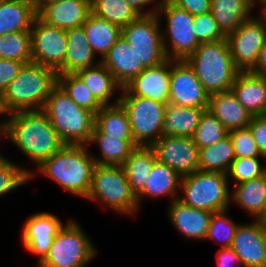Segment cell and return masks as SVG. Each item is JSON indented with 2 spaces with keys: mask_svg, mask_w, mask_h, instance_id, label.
<instances>
[{
  "mask_svg": "<svg viewBox=\"0 0 266 267\" xmlns=\"http://www.w3.org/2000/svg\"><path fill=\"white\" fill-rule=\"evenodd\" d=\"M2 137L12 141L36 168L65 145L42 110L7 114Z\"/></svg>",
  "mask_w": 266,
  "mask_h": 267,
  "instance_id": "cell-1",
  "label": "cell"
},
{
  "mask_svg": "<svg viewBox=\"0 0 266 267\" xmlns=\"http://www.w3.org/2000/svg\"><path fill=\"white\" fill-rule=\"evenodd\" d=\"M87 147L88 145L65 144L30 173V181L39 172L38 175L49 177L63 190L86 199L96 165Z\"/></svg>",
  "mask_w": 266,
  "mask_h": 267,
  "instance_id": "cell-2",
  "label": "cell"
},
{
  "mask_svg": "<svg viewBox=\"0 0 266 267\" xmlns=\"http://www.w3.org/2000/svg\"><path fill=\"white\" fill-rule=\"evenodd\" d=\"M57 85L56 70L33 62L24 64L2 94L3 108L7 114L42 110Z\"/></svg>",
  "mask_w": 266,
  "mask_h": 267,
  "instance_id": "cell-3",
  "label": "cell"
},
{
  "mask_svg": "<svg viewBox=\"0 0 266 267\" xmlns=\"http://www.w3.org/2000/svg\"><path fill=\"white\" fill-rule=\"evenodd\" d=\"M42 111L65 144L89 146L95 114L78 106L59 85L51 91Z\"/></svg>",
  "mask_w": 266,
  "mask_h": 267,
  "instance_id": "cell-4",
  "label": "cell"
},
{
  "mask_svg": "<svg viewBox=\"0 0 266 267\" xmlns=\"http://www.w3.org/2000/svg\"><path fill=\"white\" fill-rule=\"evenodd\" d=\"M185 61L209 94L231 90L240 72L234 65L226 38L201 43Z\"/></svg>",
  "mask_w": 266,
  "mask_h": 267,
  "instance_id": "cell-5",
  "label": "cell"
},
{
  "mask_svg": "<svg viewBox=\"0 0 266 267\" xmlns=\"http://www.w3.org/2000/svg\"><path fill=\"white\" fill-rule=\"evenodd\" d=\"M99 202L119 215L135 216L139 210L122 166L95 165L86 200Z\"/></svg>",
  "mask_w": 266,
  "mask_h": 267,
  "instance_id": "cell-6",
  "label": "cell"
},
{
  "mask_svg": "<svg viewBox=\"0 0 266 267\" xmlns=\"http://www.w3.org/2000/svg\"><path fill=\"white\" fill-rule=\"evenodd\" d=\"M227 174L197 170L182 177L179 200L189 207L211 212L228 209L231 185Z\"/></svg>",
  "mask_w": 266,
  "mask_h": 267,
  "instance_id": "cell-7",
  "label": "cell"
},
{
  "mask_svg": "<svg viewBox=\"0 0 266 267\" xmlns=\"http://www.w3.org/2000/svg\"><path fill=\"white\" fill-rule=\"evenodd\" d=\"M96 247L81 225L69 220L53 239L37 267H85L97 255Z\"/></svg>",
  "mask_w": 266,
  "mask_h": 267,
  "instance_id": "cell-8",
  "label": "cell"
},
{
  "mask_svg": "<svg viewBox=\"0 0 266 267\" xmlns=\"http://www.w3.org/2000/svg\"><path fill=\"white\" fill-rule=\"evenodd\" d=\"M119 97V103L128 114L135 143L138 146H152L161 137L167 104L133 96L125 87Z\"/></svg>",
  "mask_w": 266,
  "mask_h": 267,
  "instance_id": "cell-9",
  "label": "cell"
},
{
  "mask_svg": "<svg viewBox=\"0 0 266 267\" xmlns=\"http://www.w3.org/2000/svg\"><path fill=\"white\" fill-rule=\"evenodd\" d=\"M156 14L167 23L165 31H162L163 46L168 59L185 60L194 53L201 44L192 25L194 16L187 10L181 9L169 0L159 2Z\"/></svg>",
  "mask_w": 266,
  "mask_h": 267,
  "instance_id": "cell-10",
  "label": "cell"
},
{
  "mask_svg": "<svg viewBox=\"0 0 266 267\" xmlns=\"http://www.w3.org/2000/svg\"><path fill=\"white\" fill-rule=\"evenodd\" d=\"M161 21L157 14L141 15L122 28V36L133 47L144 68L157 66L168 59L163 46Z\"/></svg>",
  "mask_w": 266,
  "mask_h": 267,
  "instance_id": "cell-11",
  "label": "cell"
},
{
  "mask_svg": "<svg viewBox=\"0 0 266 267\" xmlns=\"http://www.w3.org/2000/svg\"><path fill=\"white\" fill-rule=\"evenodd\" d=\"M226 39L236 68L240 72H249L256 66L260 50L266 42V28L252 16L228 34Z\"/></svg>",
  "mask_w": 266,
  "mask_h": 267,
  "instance_id": "cell-12",
  "label": "cell"
},
{
  "mask_svg": "<svg viewBox=\"0 0 266 267\" xmlns=\"http://www.w3.org/2000/svg\"><path fill=\"white\" fill-rule=\"evenodd\" d=\"M30 34L32 62L57 70L67 52L66 30L49 25L37 16Z\"/></svg>",
  "mask_w": 266,
  "mask_h": 267,
  "instance_id": "cell-13",
  "label": "cell"
},
{
  "mask_svg": "<svg viewBox=\"0 0 266 267\" xmlns=\"http://www.w3.org/2000/svg\"><path fill=\"white\" fill-rule=\"evenodd\" d=\"M151 147L157 160L168 165L181 177L199 170V147L193 137L164 136Z\"/></svg>",
  "mask_w": 266,
  "mask_h": 267,
  "instance_id": "cell-14",
  "label": "cell"
},
{
  "mask_svg": "<svg viewBox=\"0 0 266 267\" xmlns=\"http://www.w3.org/2000/svg\"><path fill=\"white\" fill-rule=\"evenodd\" d=\"M209 95L185 60H172L169 103L208 108Z\"/></svg>",
  "mask_w": 266,
  "mask_h": 267,
  "instance_id": "cell-15",
  "label": "cell"
},
{
  "mask_svg": "<svg viewBox=\"0 0 266 267\" xmlns=\"http://www.w3.org/2000/svg\"><path fill=\"white\" fill-rule=\"evenodd\" d=\"M63 223L57 215L38 212L26 219L21 230V242L25 250L36 255L37 265L46 257L53 239Z\"/></svg>",
  "mask_w": 266,
  "mask_h": 267,
  "instance_id": "cell-16",
  "label": "cell"
},
{
  "mask_svg": "<svg viewBox=\"0 0 266 267\" xmlns=\"http://www.w3.org/2000/svg\"><path fill=\"white\" fill-rule=\"evenodd\" d=\"M231 248L244 267H266V227L257 219L240 223Z\"/></svg>",
  "mask_w": 266,
  "mask_h": 267,
  "instance_id": "cell-17",
  "label": "cell"
},
{
  "mask_svg": "<svg viewBox=\"0 0 266 267\" xmlns=\"http://www.w3.org/2000/svg\"><path fill=\"white\" fill-rule=\"evenodd\" d=\"M172 59L145 68L125 88L133 96H141L164 104L169 103Z\"/></svg>",
  "mask_w": 266,
  "mask_h": 267,
  "instance_id": "cell-18",
  "label": "cell"
},
{
  "mask_svg": "<svg viewBox=\"0 0 266 267\" xmlns=\"http://www.w3.org/2000/svg\"><path fill=\"white\" fill-rule=\"evenodd\" d=\"M90 14L91 0L49 2L37 10L42 21L63 30L82 27Z\"/></svg>",
  "mask_w": 266,
  "mask_h": 267,
  "instance_id": "cell-19",
  "label": "cell"
},
{
  "mask_svg": "<svg viewBox=\"0 0 266 267\" xmlns=\"http://www.w3.org/2000/svg\"><path fill=\"white\" fill-rule=\"evenodd\" d=\"M169 204L168 216L173 227L189 240H205L213 212L189 207L179 199Z\"/></svg>",
  "mask_w": 266,
  "mask_h": 267,
  "instance_id": "cell-20",
  "label": "cell"
},
{
  "mask_svg": "<svg viewBox=\"0 0 266 267\" xmlns=\"http://www.w3.org/2000/svg\"><path fill=\"white\" fill-rule=\"evenodd\" d=\"M101 63L113 74L122 88L145 69L141 62H138L133 47L123 36L115 42Z\"/></svg>",
  "mask_w": 266,
  "mask_h": 267,
  "instance_id": "cell-21",
  "label": "cell"
},
{
  "mask_svg": "<svg viewBox=\"0 0 266 267\" xmlns=\"http://www.w3.org/2000/svg\"><path fill=\"white\" fill-rule=\"evenodd\" d=\"M231 91L252 117L266 115V77L239 72Z\"/></svg>",
  "mask_w": 266,
  "mask_h": 267,
  "instance_id": "cell-22",
  "label": "cell"
},
{
  "mask_svg": "<svg viewBox=\"0 0 266 267\" xmlns=\"http://www.w3.org/2000/svg\"><path fill=\"white\" fill-rule=\"evenodd\" d=\"M67 52L64 63L56 70L57 74L76 73L79 70L98 65L90 43L86 38L83 27L66 30Z\"/></svg>",
  "mask_w": 266,
  "mask_h": 267,
  "instance_id": "cell-23",
  "label": "cell"
},
{
  "mask_svg": "<svg viewBox=\"0 0 266 267\" xmlns=\"http://www.w3.org/2000/svg\"><path fill=\"white\" fill-rule=\"evenodd\" d=\"M207 110L214 114L228 131L248 127L252 119L231 90L210 94Z\"/></svg>",
  "mask_w": 266,
  "mask_h": 267,
  "instance_id": "cell-24",
  "label": "cell"
},
{
  "mask_svg": "<svg viewBox=\"0 0 266 267\" xmlns=\"http://www.w3.org/2000/svg\"><path fill=\"white\" fill-rule=\"evenodd\" d=\"M182 177L168 165L156 160L148 175L144 189L136 196L141 206L143 198L172 197L170 201L179 199Z\"/></svg>",
  "mask_w": 266,
  "mask_h": 267,
  "instance_id": "cell-25",
  "label": "cell"
},
{
  "mask_svg": "<svg viewBox=\"0 0 266 267\" xmlns=\"http://www.w3.org/2000/svg\"><path fill=\"white\" fill-rule=\"evenodd\" d=\"M37 16L34 0H0V35L30 31Z\"/></svg>",
  "mask_w": 266,
  "mask_h": 267,
  "instance_id": "cell-26",
  "label": "cell"
},
{
  "mask_svg": "<svg viewBox=\"0 0 266 267\" xmlns=\"http://www.w3.org/2000/svg\"><path fill=\"white\" fill-rule=\"evenodd\" d=\"M206 109L168 103L165 108L161 137H193Z\"/></svg>",
  "mask_w": 266,
  "mask_h": 267,
  "instance_id": "cell-27",
  "label": "cell"
},
{
  "mask_svg": "<svg viewBox=\"0 0 266 267\" xmlns=\"http://www.w3.org/2000/svg\"><path fill=\"white\" fill-rule=\"evenodd\" d=\"M98 145L101 157L92 154L98 165L122 166L131 152L138 147L134 140H120V137L104 134L94 126L89 145Z\"/></svg>",
  "mask_w": 266,
  "mask_h": 267,
  "instance_id": "cell-28",
  "label": "cell"
},
{
  "mask_svg": "<svg viewBox=\"0 0 266 267\" xmlns=\"http://www.w3.org/2000/svg\"><path fill=\"white\" fill-rule=\"evenodd\" d=\"M253 9L251 0H211L210 12L221 32L227 36L254 15Z\"/></svg>",
  "mask_w": 266,
  "mask_h": 267,
  "instance_id": "cell-29",
  "label": "cell"
},
{
  "mask_svg": "<svg viewBox=\"0 0 266 267\" xmlns=\"http://www.w3.org/2000/svg\"><path fill=\"white\" fill-rule=\"evenodd\" d=\"M86 86L90 89L93 96L103 105H115L119 103L120 97L110 103L116 90L122 87L116 82L113 74L100 62L98 65L88 67L76 72Z\"/></svg>",
  "mask_w": 266,
  "mask_h": 267,
  "instance_id": "cell-30",
  "label": "cell"
},
{
  "mask_svg": "<svg viewBox=\"0 0 266 267\" xmlns=\"http://www.w3.org/2000/svg\"><path fill=\"white\" fill-rule=\"evenodd\" d=\"M231 201L257 219L266 202V173L258 178L232 185Z\"/></svg>",
  "mask_w": 266,
  "mask_h": 267,
  "instance_id": "cell-31",
  "label": "cell"
},
{
  "mask_svg": "<svg viewBox=\"0 0 266 267\" xmlns=\"http://www.w3.org/2000/svg\"><path fill=\"white\" fill-rule=\"evenodd\" d=\"M156 160V153L151 146H138L124 161L122 167L136 196L144 189Z\"/></svg>",
  "mask_w": 266,
  "mask_h": 267,
  "instance_id": "cell-32",
  "label": "cell"
},
{
  "mask_svg": "<svg viewBox=\"0 0 266 267\" xmlns=\"http://www.w3.org/2000/svg\"><path fill=\"white\" fill-rule=\"evenodd\" d=\"M82 27L84 28L86 38L94 53L96 55H101V60L122 36L121 27L99 18L92 13Z\"/></svg>",
  "mask_w": 266,
  "mask_h": 267,
  "instance_id": "cell-33",
  "label": "cell"
},
{
  "mask_svg": "<svg viewBox=\"0 0 266 267\" xmlns=\"http://www.w3.org/2000/svg\"><path fill=\"white\" fill-rule=\"evenodd\" d=\"M95 125L109 136L134 140L128 114L120 103L103 106L95 115Z\"/></svg>",
  "mask_w": 266,
  "mask_h": 267,
  "instance_id": "cell-34",
  "label": "cell"
},
{
  "mask_svg": "<svg viewBox=\"0 0 266 267\" xmlns=\"http://www.w3.org/2000/svg\"><path fill=\"white\" fill-rule=\"evenodd\" d=\"M235 158L234 146L228 135L213 145L199 148V170L227 174Z\"/></svg>",
  "mask_w": 266,
  "mask_h": 267,
  "instance_id": "cell-35",
  "label": "cell"
},
{
  "mask_svg": "<svg viewBox=\"0 0 266 267\" xmlns=\"http://www.w3.org/2000/svg\"><path fill=\"white\" fill-rule=\"evenodd\" d=\"M91 13L123 28L141 14L125 0H91Z\"/></svg>",
  "mask_w": 266,
  "mask_h": 267,
  "instance_id": "cell-36",
  "label": "cell"
},
{
  "mask_svg": "<svg viewBox=\"0 0 266 267\" xmlns=\"http://www.w3.org/2000/svg\"><path fill=\"white\" fill-rule=\"evenodd\" d=\"M58 85L78 106L95 115L103 107L76 73L58 74Z\"/></svg>",
  "mask_w": 266,
  "mask_h": 267,
  "instance_id": "cell-37",
  "label": "cell"
},
{
  "mask_svg": "<svg viewBox=\"0 0 266 267\" xmlns=\"http://www.w3.org/2000/svg\"><path fill=\"white\" fill-rule=\"evenodd\" d=\"M0 58L28 64L32 62L30 31H18L0 35Z\"/></svg>",
  "mask_w": 266,
  "mask_h": 267,
  "instance_id": "cell-38",
  "label": "cell"
},
{
  "mask_svg": "<svg viewBox=\"0 0 266 267\" xmlns=\"http://www.w3.org/2000/svg\"><path fill=\"white\" fill-rule=\"evenodd\" d=\"M229 135L225 126L207 109L201 116L199 125L193 136L194 142L199 148L208 147L224 139Z\"/></svg>",
  "mask_w": 266,
  "mask_h": 267,
  "instance_id": "cell-39",
  "label": "cell"
},
{
  "mask_svg": "<svg viewBox=\"0 0 266 267\" xmlns=\"http://www.w3.org/2000/svg\"><path fill=\"white\" fill-rule=\"evenodd\" d=\"M229 209L213 212L205 240L220 242L221 248L231 247L240 223L234 222L228 215Z\"/></svg>",
  "mask_w": 266,
  "mask_h": 267,
  "instance_id": "cell-40",
  "label": "cell"
},
{
  "mask_svg": "<svg viewBox=\"0 0 266 267\" xmlns=\"http://www.w3.org/2000/svg\"><path fill=\"white\" fill-rule=\"evenodd\" d=\"M26 167L15 164L7 159L2 153L0 154V196L26 185L30 181V173Z\"/></svg>",
  "mask_w": 266,
  "mask_h": 267,
  "instance_id": "cell-41",
  "label": "cell"
},
{
  "mask_svg": "<svg viewBox=\"0 0 266 267\" xmlns=\"http://www.w3.org/2000/svg\"><path fill=\"white\" fill-rule=\"evenodd\" d=\"M260 160V157H236L227 172L229 182L234 185L264 175L266 167Z\"/></svg>",
  "mask_w": 266,
  "mask_h": 267,
  "instance_id": "cell-42",
  "label": "cell"
},
{
  "mask_svg": "<svg viewBox=\"0 0 266 267\" xmlns=\"http://www.w3.org/2000/svg\"><path fill=\"white\" fill-rule=\"evenodd\" d=\"M192 29L200 43L215 42L226 38L211 12L194 16Z\"/></svg>",
  "mask_w": 266,
  "mask_h": 267,
  "instance_id": "cell-43",
  "label": "cell"
},
{
  "mask_svg": "<svg viewBox=\"0 0 266 267\" xmlns=\"http://www.w3.org/2000/svg\"><path fill=\"white\" fill-rule=\"evenodd\" d=\"M229 136L236 157H261L260 150L249 127L233 129L229 131Z\"/></svg>",
  "mask_w": 266,
  "mask_h": 267,
  "instance_id": "cell-44",
  "label": "cell"
},
{
  "mask_svg": "<svg viewBox=\"0 0 266 267\" xmlns=\"http://www.w3.org/2000/svg\"><path fill=\"white\" fill-rule=\"evenodd\" d=\"M24 63L16 60L0 58V94L6 90L10 82L18 75Z\"/></svg>",
  "mask_w": 266,
  "mask_h": 267,
  "instance_id": "cell-45",
  "label": "cell"
},
{
  "mask_svg": "<svg viewBox=\"0 0 266 267\" xmlns=\"http://www.w3.org/2000/svg\"><path fill=\"white\" fill-rule=\"evenodd\" d=\"M248 127L258 145L261 158L266 159V115L252 117Z\"/></svg>",
  "mask_w": 266,
  "mask_h": 267,
  "instance_id": "cell-46",
  "label": "cell"
},
{
  "mask_svg": "<svg viewBox=\"0 0 266 267\" xmlns=\"http://www.w3.org/2000/svg\"><path fill=\"white\" fill-rule=\"evenodd\" d=\"M175 6L197 16L211 11V0H169Z\"/></svg>",
  "mask_w": 266,
  "mask_h": 267,
  "instance_id": "cell-47",
  "label": "cell"
},
{
  "mask_svg": "<svg viewBox=\"0 0 266 267\" xmlns=\"http://www.w3.org/2000/svg\"><path fill=\"white\" fill-rule=\"evenodd\" d=\"M215 258L217 267H244L239 256L231 247L218 248Z\"/></svg>",
  "mask_w": 266,
  "mask_h": 267,
  "instance_id": "cell-48",
  "label": "cell"
},
{
  "mask_svg": "<svg viewBox=\"0 0 266 267\" xmlns=\"http://www.w3.org/2000/svg\"><path fill=\"white\" fill-rule=\"evenodd\" d=\"M125 1H127L130 5H132L141 15L156 14L159 6V1L157 0H125ZM150 4L151 5L153 4V7L151 9L148 8V5Z\"/></svg>",
  "mask_w": 266,
  "mask_h": 267,
  "instance_id": "cell-49",
  "label": "cell"
},
{
  "mask_svg": "<svg viewBox=\"0 0 266 267\" xmlns=\"http://www.w3.org/2000/svg\"><path fill=\"white\" fill-rule=\"evenodd\" d=\"M250 72L266 77V42L260 50L256 66Z\"/></svg>",
  "mask_w": 266,
  "mask_h": 267,
  "instance_id": "cell-50",
  "label": "cell"
},
{
  "mask_svg": "<svg viewBox=\"0 0 266 267\" xmlns=\"http://www.w3.org/2000/svg\"><path fill=\"white\" fill-rule=\"evenodd\" d=\"M258 3L262 6V11L258 14V16H255V18L266 28V2H254L253 7H255Z\"/></svg>",
  "mask_w": 266,
  "mask_h": 267,
  "instance_id": "cell-51",
  "label": "cell"
},
{
  "mask_svg": "<svg viewBox=\"0 0 266 267\" xmlns=\"http://www.w3.org/2000/svg\"><path fill=\"white\" fill-rule=\"evenodd\" d=\"M1 116H3V117L5 116L6 117L7 113L5 112V110L3 108L2 95L0 94V117ZM5 117L2 118V121H0V136H1L2 132H3L4 127H5V123H6V118ZM0 120H1V118H0Z\"/></svg>",
  "mask_w": 266,
  "mask_h": 267,
  "instance_id": "cell-52",
  "label": "cell"
},
{
  "mask_svg": "<svg viewBox=\"0 0 266 267\" xmlns=\"http://www.w3.org/2000/svg\"><path fill=\"white\" fill-rule=\"evenodd\" d=\"M36 3L37 10L44 4V3H49V2H62L65 0H34Z\"/></svg>",
  "mask_w": 266,
  "mask_h": 267,
  "instance_id": "cell-53",
  "label": "cell"
},
{
  "mask_svg": "<svg viewBox=\"0 0 266 267\" xmlns=\"http://www.w3.org/2000/svg\"><path fill=\"white\" fill-rule=\"evenodd\" d=\"M257 220L266 227V202H265L264 210L262 214L257 218Z\"/></svg>",
  "mask_w": 266,
  "mask_h": 267,
  "instance_id": "cell-54",
  "label": "cell"
},
{
  "mask_svg": "<svg viewBox=\"0 0 266 267\" xmlns=\"http://www.w3.org/2000/svg\"><path fill=\"white\" fill-rule=\"evenodd\" d=\"M255 2H266V0H257Z\"/></svg>",
  "mask_w": 266,
  "mask_h": 267,
  "instance_id": "cell-55",
  "label": "cell"
}]
</instances>
